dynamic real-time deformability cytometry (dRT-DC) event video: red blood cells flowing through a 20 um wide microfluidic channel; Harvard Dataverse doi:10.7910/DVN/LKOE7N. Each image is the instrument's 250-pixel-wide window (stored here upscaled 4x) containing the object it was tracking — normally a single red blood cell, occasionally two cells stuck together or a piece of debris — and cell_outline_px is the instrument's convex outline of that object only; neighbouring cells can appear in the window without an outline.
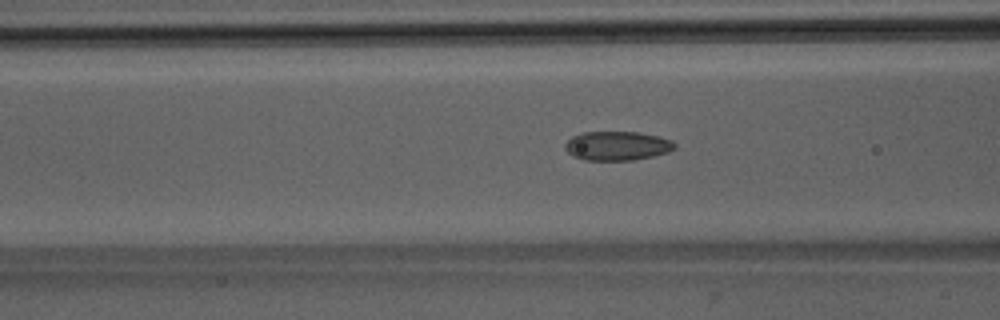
{"species": "Egyptian fruit bat (a non-hibernating species)", "species_latin": "Rousettus aegyptiacus", "temperature_condition": "room temperature", "stored_images_in_passage": 28, "camera_frame_rate_fps": 3000, "um_per_image_px": 0.085, "animal": {"sex": "male"}, "frame": {"image": 1, "passage_image": 20, "time_ms": 6.333, "image_size_px": [1000, 320], "cell_outline_px": [[676, 148], [668, 152], [652, 156], [632, 160], [584, 160], [572, 156], [564, 148], [564, 144], [572, 136], [584, 132], [636, 132], [656, 136], [672, 140], [676, 144]], "centroid_in_image_um": [52.44, 12.4], "position_along_channel_um": 114.2, "area_um2": 18.55}}